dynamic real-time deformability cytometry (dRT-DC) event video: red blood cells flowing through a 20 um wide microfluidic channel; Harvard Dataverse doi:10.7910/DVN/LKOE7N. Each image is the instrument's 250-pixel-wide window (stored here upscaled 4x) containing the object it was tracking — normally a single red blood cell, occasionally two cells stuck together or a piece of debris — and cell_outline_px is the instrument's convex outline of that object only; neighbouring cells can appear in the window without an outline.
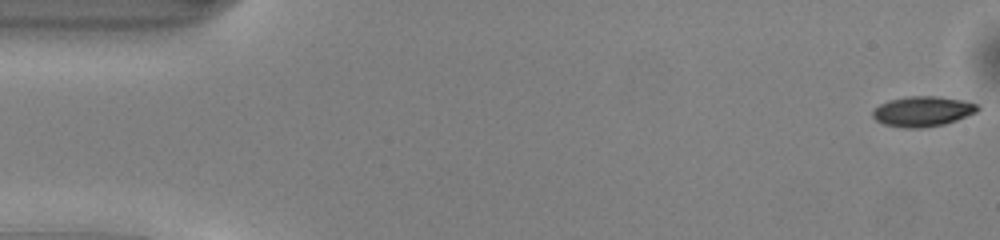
{"species": "common noctule bat (a hibernating species)", "species_latin": "Nyctalus noctula", "temperature_condition": "warm", "stored_images_in_passage": 13, "camera_frame_rate_fps": 3000, "um_per_image_px": 0.085, "animal": {"sex": "male", "body_mass_g": 13.0, "forearm_length_mm": 53.1}, "frame": {"image": 1, "passage_image": 1, "time_ms": 0.0, "image_size_px": [1000, 240], "cell_outline_px": [[980, 108], [976, 112], [956, 120], [944, 124], [924, 128], [904, 128], [884, 124], [876, 120], [872, 116], [872, 112], [880, 104], [888, 100], [908, 96], [936, 96], [964, 100], [976, 104]], "centroid_in_image_um": [78.41, 9.46], "position_along_channel_um": 6.6, "area_um2": 18.44}}